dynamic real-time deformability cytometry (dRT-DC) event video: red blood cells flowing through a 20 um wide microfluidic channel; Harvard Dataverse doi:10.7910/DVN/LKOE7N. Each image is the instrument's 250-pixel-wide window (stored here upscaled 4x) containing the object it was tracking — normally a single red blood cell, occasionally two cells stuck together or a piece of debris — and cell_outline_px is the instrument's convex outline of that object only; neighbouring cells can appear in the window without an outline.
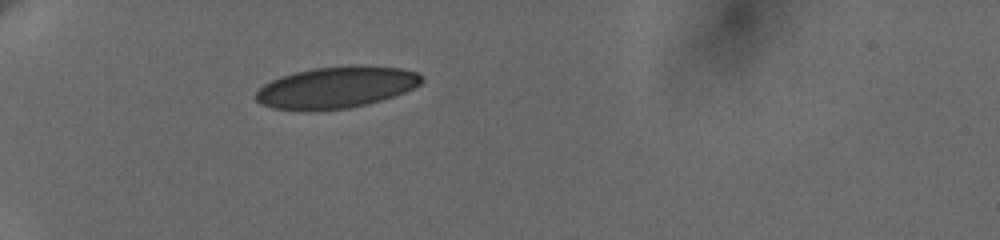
{"species": "human", "species_latin": "Homo sapiens", "temperature_condition": "cold", "stored_images_in_passage": 14, "camera_frame_rate_fps": 3000, "um_per_image_px": 0.085, "donor": {"sex": "female"}, "frame": {"image": 1, "passage_image": 1, "time_ms": 0.0, "image_size_px": [1000, 240], "cell_outline_px": [[424, 80], [420, 84], [404, 92], [368, 104], [348, 108], [272, 108], [260, 104], [252, 96], [264, 84], [280, 76], [312, 68], [352, 64], [400, 68], [416, 72]], "centroid_in_image_um": [28.58, 7.38], "position_along_channel_um": 56.4, "area_um2": 39.48}}
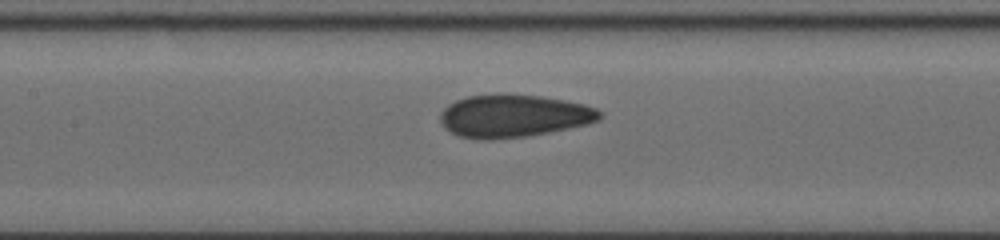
{"frame": {"image": 2, "passage_image": 10, "time_ms": 3.667, "image_size_px": [1000, 240], "cell_outline_px": [[604, 116], [600, 120], [588, 124], [528, 136], [492, 140], [476, 140], [460, 136], [444, 128], [440, 120], [440, 112], [448, 104], [456, 100], [468, 96], [540, 96], [564, 100], [584, 104], [596, 108], [604, 112]], "centroid_in_image_um": [43.68, 9.89], "position_along_channel_um": 163.7, "area_um2": 39.36}}
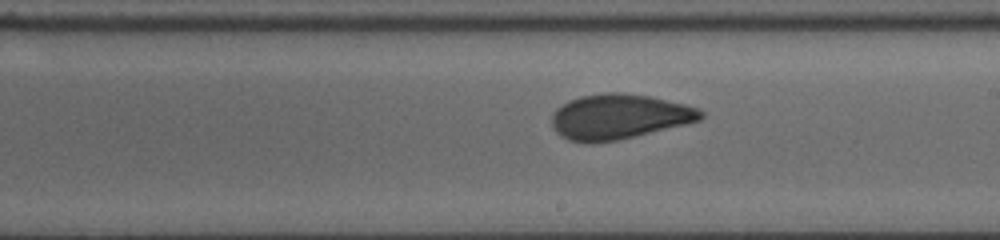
{"frame": {"image": 3, "passage_image": 14, "time_ms": 5.667, "image_size_px": [1000, 240], "cell_outline_px": [[704, 116], [700, 120], [684, 124], [616, 140], [568, 140], [560, 136], [552, 128], [552, 112], [556, 108], [580, 96], [608, 92], [620, 92], [648, 96], [684, 104], [696, 108], [704, 112]], "centroid_in_image_um": [52.6, 9.88], "position_along_channel_um": 236.4, "area_um2": 38.09}}